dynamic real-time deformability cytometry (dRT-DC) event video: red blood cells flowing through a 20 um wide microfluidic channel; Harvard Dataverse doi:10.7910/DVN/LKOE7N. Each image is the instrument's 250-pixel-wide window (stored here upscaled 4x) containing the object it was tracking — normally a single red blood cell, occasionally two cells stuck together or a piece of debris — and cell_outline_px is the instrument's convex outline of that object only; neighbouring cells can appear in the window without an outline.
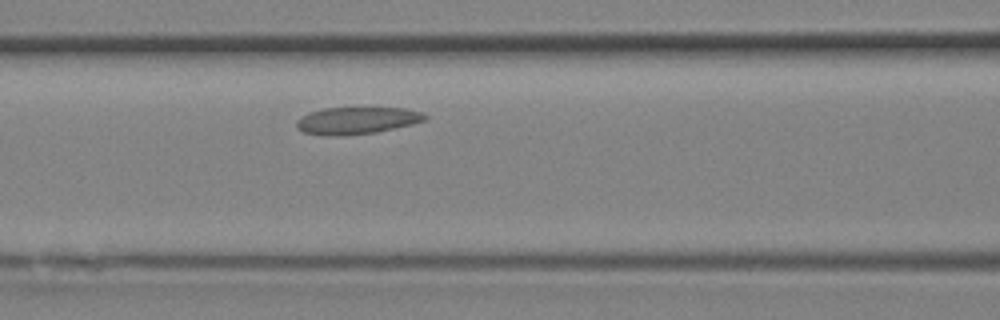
{"species": "Egyptian fruit bat (a non-hibernating species)", "species_latin": "Rousettus aegyptiacus", "temperature_condition": "room temperature", "stored_images_in_passage": 8, "camera_frame_rate_fps": 3000, "um_per_image_px": 0.085, "animal": {"sex": "female"}, "frame": {"image": 1, "passage_image": 6, "time_ms": 1.667, "image_size_px": [1000, 320], "cell_outline_px": [[428, 116], [424, 120], [412, 124], [376, 132], [344, 136], [324, 136], [304, 132], [296, 128], [296, 120], [300, 116], [308, 112], [324, 108], [404, 108], [424, 112]], "centroid_in_image_um": [30.29, 10.25], "position_along_channel_um": 136.3, "area_um2": 20.46}}
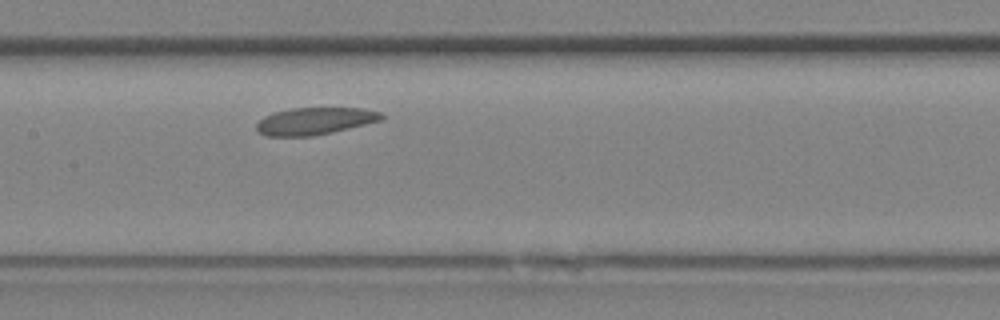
{"frame": {"image": 2, "passage_image": 8, "time_ms": 2.333, "image_size_px": [1000, 320], "cell_outline_px": [[384, 120], [332, 132], [312, 136], [264, 136], [256, 132], [256, 124], [264, 116], [276, 112], [292, 108], [364, 108], [384, 112]], "centroid_in_image_um": [26.79, 10.29], "position_along_channel_um": 180.6, "area_um2": 20.0}}